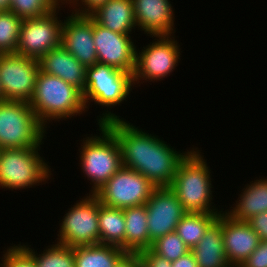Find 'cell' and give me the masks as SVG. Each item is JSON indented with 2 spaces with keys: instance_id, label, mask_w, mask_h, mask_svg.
Masks as SVG:
<instances>
[{
  "instance_id": "cell-17",
  "label": "cell",
  "mask_w": 267,
  "mask_h": 267,
  "mask_svg": "<svg viewBox=\"0 0 267 267\" xmlns=\"http://www.w3.org/2000/svg\"><path fill=\"white\" fill-rule=\"evenodd\" d=\"M137 29L147 36L175 34V13L170 0H133Z\"/></svg>"
},
{
  "instance_id": "cell-32",
  "label": "cell",
  "mask_w": 267,
  "mask_h": 267,
  "mask_svg": "<svg viewBox=\"0 0 267 267\" xmlns=\"http://www.w3.org/2000/svg\"><path fill=\"white\" fill-rule=\"evenodd\" d=\"M242 267H267V240H261L259 246L241 264Z\"/></svg>"
},
{
  "instance_id": "cell-4",
  "label": "cell",
  "mask_w": 267,
  "mask_h": 267,
  "mask_svg": "<svg viewBox=\"0 0 267 267\" xmlns=\"http://www.w3.org/2000/svg\"><path fill=\"white\" fill-rule=\"evenodd\" d=\"M134 89L132 73L125 72L113 66L95 63L86 68V82L83 92V100L88 111L91 102L102 107L103 113L97 116V123L105 124L114 120H123L121 116L113 113L111 108L121 106L127 101L130 93ZM128 96V97H127ZM109 108V110H108Z\"/></svg>"
},
{
  "instance_id": "cell-9",
  "label": "cell",
  "mask_w": 267,
  "mask_h": 267,
  "mask_svg": "<svg viewBox=\"0 0 267 267\" xmlns=\"http://www.w3.org/2000/svg\"><path fill=\"white\" fill-rule=\"evenodd\" d=\"M86 195L77 200L60 220L58 240L55 243L69 247L99 243V199L95 194Z\"/></svg>"
},
{
  "instance_id": "cell-26",
  "label": "cell",
  "mask_w": 267,
  "mask_h": 267,
  "mask_svg": "<svg viewBox=\"0 0 267 267\" xmlns=\"http://www.w3.org/2000/svg\"><path fill=\"white\" fill-rule=\"evenodd\" d=\"M21 246L34 258L37 267H75L73 247L54 243L38 254L31 245Z\"/></svg>"
},
{
  "instance_id": "cell-6",
  "label": "cell",
  "mask_w": 267,
  "mask_h": 267,
  "mask_svg": "<svg viewBox=\"0 0 267 267\" xmlns=\"http://www.w3.org/2000/svg\"><path fill=\"white\" fill-rule=\"evenodd\" d=\"M40 150L41 147L0 149V188L13 191L47 183L53 174Z\"/></svg>"
},
{
  "instance_id": "cell-25",
  "label": "cell",
  "mask_w": 267,
  "mask_h": 267,
  "mask_svg": "<svg viewBox=\"0 0 267 267\" xmlns=\"http://www.w3.org/2000/svg\"><path fill=\"white\" fill-rule=\"evenodd\" d=\"M221 213L186 212L176 227V233L192 249L204 236L207 229L217 220Z\"/></svg>"
},
{
  "instance_id": "cell-28",
  "label": "cell",
  "mask_w": 267,
  "mask_h": 267,
  "mask_svg": "<svg viewBox=\"0 0 267 267\" xmlns=\"http://www.w3.org/2000/svg\"><path fill=\"white\" fill-rule=\"evenodd\" d=\"M62 0H11L9 11L21 19L42 17L53 11Z\"/></svg>"
},
{
  "instance_id": "cell-8",
  "label": "cell",
  "mask_w": 267,
  "mask_h": 267,
  "mask_svg": "<svg viewBox=\"0 0 267 267\" xmlns=\"http://www.w3.org/2000/svg\"><path fill=\"white\" fill-rule=\"evenodd\" d=\"M150 37H155V41L144 46L142 50L136 48L135 70L132 74L134 86L143 83V80L152 83L155 80L162 81L168 74L170 76L181 60V46L177 39L175 40V35Z\"/></svg>"
},
{
  "instance_id": "cell-2",
  "label": "cell",
  "mask_w": 267,
  "mask_h": 267,
  "mask_svg": "<svg viewBox=\"0 0 267 267\" xmlns=\"http://www.w3.org/2000/svg\"><path fill=\"white\" fill-rule=\"evenodd\" d=\"M189 150L169 187L175 192L185 212L222 213L223 210H218L212 202V174L207 160L198 147Z\"/></svg>"
},
{
  "instance_id": "cell-15",
  "label": "cell",
  "mask_w": 267,
  "mask_h": 267,
  "mask_svg": "<svg viewBox=\"0 0 267 267\" xmlns=\"http://www.w3.org/2000/svg\"><path fill=\"white\" fill-rule=\"evenodd\" d=\"M70 13L62 26L61 45L84 67H91L98 62L93 38V18L90 15Z\"/></svg>"
},
{
  "instance_id": "cell-35",
  "label": "cell",
  "mask_w": 267,
  "mask_h": 267,
  "mask_svg": "<svg viewBox=\"0 0 267 267\" xmlns=\"http://www.w3.org/2000/svg\"><path fill=\"white\" fill-rule=\"evenodd\" d=\"M115 267H143L142 258L139 253H126Z\"/></svg>"
},
{
  "instance_id": "cell-20",
  "label": "cell",
  "mask_w": 267,
  "mask_h": 267,
  "mask_svg": "<svg viewBox=\"0 0 267 267\" xmlns=\"http://www.w3.org/2000/svg\"><path fill=\"white\" fill-rule=\"evenodd\" d=\"M198 267H230L224 250L222 213L191 249Z\"/></svg>"
},
{
  "instance_id": "cell-18",
  "label": "cell",
  "mask_w": 267,
  "mask_h": 267,
  "mask_svg": "<svg viewBox=\"0 0 267 267\" xmlns=\"http://www.w3.org/2000/svg\"><path fill=\"white\" fill-rule=\"evenodd\" d=\"M40 71L56 76L78 88L82 93L85 89L86 67H84L62 45L51 49L39 60Z\"/></svg>"
},
{
  "instance_id": "cell-13",
  "label": "cell",
  "mask_w": 267,
  "mask_h": 267,
  "mask_svg": "<svg viewBox=\"0 0 267 267\" xmlns=\"http://www.w3.org/2000/svg\"><path fill=\"white\" fill-rule=\"evenodd\" d=\"M145 206L151 245L160 237L175 232L178 222L186 213L169 186L156 187Z\"/></svg>"
},
{
  "instance_id": "cell-33",
  "label": "cell",
  "mask_w": 267,
  "mask_h": 267,
  "mask_svg": "<svg viewBox=\"0 0 267 267\" xmlns=\"http://www.w3.org/2000/svg\"><path fill=\"white\" fill-rule=\"evenodd\" d=\"M143 267H172V263L166 258L160 257L154 253L151 249H146L139 253Z\"/></svg>"
},
{
  "instance_id": "cell-7",
  "label": "cell",
  "mask_w": 267,
  "mask_h": 267,
  "mask_svg": "<svg viewBox=\"0 0 267 267\" xmlns=\"http://www.w3.org/2000/svg\"><path fill=\"white\" fill-rule=\"evenodd\" d=\"M46 130L28 102L0 101V149L41 147Z\"/></svg>"
},
{
  "instance_id": "cell-10",
  "label": "cell",
  "mask_w": 267,
  "mask_h": 267,
  "mask_svg": "<svg viewBox=\"0 0 267 267\" xmlns=\"http://www.w3.org/2000/svg\"><path fill=\"white\" fill-rule=\"evenodd\" d=\"M155 188L141 173L122 166L95 195L105 206L125 209L146 204Z\"/></svg>"
},
{
  "instance_id": "cell-30",
  "label": "cell",
  "mask_w": 267,
  "mask_h": 267,
  "mask_svg": "<svg viewBox=\"0 0 267 267\" xmlns=\"http://www.w3.org/2000/svg\"><path fill=\"white\" fill-rule=\"evenodd\" d=\"M2 255L0 267H37L34 258L21 246V242L9 246Z\"/></svg>"
},
{
  "instance_id": "cell-5",
  "label": "cell",
  "mask_w": 267,
  "mask_h": 267,
  "mask_svg": "<svg viewBox=\"0 0 267 267\" xmlns=\"http://www.w3.org/2000/svg\"><path fill=\"white\" fill-rule=\"evenodd\" d=\"M98 126L99 135L86 136L79 148L81 170L92 185L89 194L99 191L123 166L121 149L115 135L104 124Z\"/></svg>"
},
{
  "instance_id": "cell-21",
  "label": "cell",
  "mask_w": 267,
  "mask_h": 267,
  "mask_svg": "<svg viewBox=\"0 0 267 267\" xmlns=\"http://www.w3.org/2000/svg\"><path fill=\"white\" fill-rule=\"evenodd\" d=\"M234 207L225 210L233 219L248 221L252 216L267 211V177L244 185Z\"/></svg>"
},
{
  "instance_id": "cell-3",
  "label": "cell",
  "mask_w": 267,
  "mask_h": 267,
  "mask_svg": "<svg viewBox=\"0 0 267 267\" xmlns=\"http://www.w3.org/2000/svg\"><path fill=\"white\" fill-rule=\"evenodd\" d=\"M29 105L46 128H50L48 124L53 123V120L63 121L87 111L83 93L78 88L41 71L38 73Z\"/></svg>"
},
{
  "instance_id": "cell-34",
  "label": "cell",
  "mask_w": 267,
  "mask_h": 267,
  "mask_svg": "<svg viewBox=\"0 0 267 267\" xmlns=\"http://www.w3.org/2000/svg\"><path fill=\"white\" fill-rule=\"evenodd\" d=\"M247 222L259 235L260 240H267V211L252 216Z\"/></svg>"
},
{
  "instance_id": "cell-24",
  "label": "cell",
  "mask_w": 267,
  "mask_h": 267,
  "mask_svg": "<svg viewBox=\"0 0 267 267\" xmlns=\"http://www.w3.org/2000/svg\"><path fill=\"white\" fill-rule=\"evenodd\" d=\"M99 243L123 249L125 240L124 210L105 206L99 201Z\"/></svg>"
},
{
  "instance_id": "cell-19",
  "label": "cell",
  "mask_w": 267,
  "mask_h": 267,
  "mask_svg": "<svg viewBox=\"0 0 267 267\" xmlns=\"http://www.w3.org/2000/svg\"><path fill=\"white\" fill-rule=\"evenodd\" d=\"M90 16L99 25L120 34H132L137 28L133 0H107Z\"/></svg>"
},
{
  "instance_id": "cell-38",
  "label": "cell",
  "mask_w": 267,
  "mask_h": 267,
  "mask_svg": "<svg viewBox=\"0 0 267 267\" xmlns=\"http://www.w3.org/2000/svg\"><path fill=\"white\" fill-rule=\"evenodd\" d=\"M0 101H2V93H1V88H0Z\"/></svg>"
},
{
  "instance_id": "cell-22",
  "label": "cell",
  "mask_w": 267,
  "mask_h": 267,
  "mask_svg": "<svg viewBox=\"0 0 267 267\" xmlns=\"http://www.w3.org/2000/svg\"><path fill=\"white\" fill-rule=\"evenodd\" d=\"M125 240L123 250L126 253H140L151 248L147 226L145 204L125 208Z\"/></svg>"
},
{
  "instance_id": "cell-27",
  "label": "cell",
  "mask_w": 267,
  "mask_h": 267,
  "mask_svg": "<svg viewBox=\"0 0 267 267\" xmlns=\"http://www.w3.org/2000/svg\"><path fill=\"white\" fill-rule=\"evenodd\" d=\"M22 21L12 11H0V54L16 53Z\"/></svg>"
},
{
  "instance_id": "cell-1",
  "label": "cell",
  "mask_w": 267,
  "mask_h": 267,
  "mask_svg": "<svg viewBox=\"0 0 267 267\" xmlns=\"http://www.w3.org/2000/svg\"><path fill=\"white\" fill-rule=\"evenodd\" d=\"M104 125L119 142L122 165L141 173L156 187L171 185L180 162L190 152L176 151L156 134L138 129L125 119Z\"/></svg>"
},
{
  "instance_id": "cell-37",
  "label": "cell",
  "mask_w": 267,
  "mask_h": 267,
  "mask_svg": "<svg viewBox=\"0 0 267 267\" xmlns=\"http://www.w3.org/2000/svg\"><path fill=\"white\" fill-rule=\"evenodd\" d=\"M11 0H0V11H8Z\"/></svg>"
},
{
  "instance_id": "cell-31",
  "label": "cell",
  "mask_w": 267,
  "mask_h": 267,
  "mask_svg": "<svg viewBox=\"0 0 267 267\" xmlns=\"http://www.w3.org/2000/svg\"><path fill=\"white\" fill-rule=\"evenodd\" d=\"M107 0H62L63 5L69 4L72 13L90 15ZM79 7V8H77Z\"/></svg>"
},
{
  "instance_id": "cell-12",
  "label": "cell",
  "mask_w": 267,
  "mask_h": 267,
  "mask_svg": "<svg viewBox=\"0 0 267 267\" xmlns=\"http://www.w3.org/2000/svg\"><path fill=\"white\" fill-rule=\"evenodd\" d=\"M39 71V62L36 59L17 53L0 54L2 101L29 103L34 94Z\"/></svg>"
},
{
  "instance_id": "cell-36",
  "label": "cell",
  "mask_w": 267,
  "mask_h": 267,
  "mask_svg": "<svg viewBox=\"0 0 267 267\" xmlns=\"http://www.w3.org/2000/svg\"><path fill=\"white\" fill-rule=\"evenodd\" d=\"M171 263L172 267H198L195 257L191 251Z\"/></svg>"
},
{
  "instance_id": "cell-16",
  "label": "cell",
  "mask_w": 267,
  "mask_h": 267,
  "mask_svg": "<svg viewBox=\"0 0 267 267\" xmlns=\"http://www.w3.org/2000/svg\"><path fill=\"white\" fill-rule=\"evenodd\" d=\"M222 233L230 266H241L261 241L247 221L233 219L225 211L222 212Z\"/></svg>"
},
{
  "instance_id": "cell-29",
  "label": "cell",
  "mask_w": 267,
  "mask_h": 267,
  "mask_svg": "<svg viewBox=\"0 0 267 267\" xmlns=\"http://www.w3.org/2000/svg\"><path fill=\"white\" fill-rule=\"evenodd\" d=\"M150 249L170 262L177 260L191 251L176 231L168 233L154 241Z\"/></svg>"
},
{
  "instance_id": "cell-23",
  "label": "cell",
  "mask_w": 267,
  "mask_h": 267,
  "mask_svg": "<svg viewBox=\"0 0 267 267\" xmlns=\"http://www.w3.org/2000/svg\"><path fill=\"white\" fill-rule=\"evenodd\" d=\"M75 267H115L126 254L113 245L93 244L73 247Z\"/></svg>"
},
{
  "instance_id": "cell-11",
  "label": "cell",
  "mask_w": 267,
  "mask_h": 267,
  "mask_svg": "<svg viewBox=\"0 0 267 267\" xmlns=\"http://www.w3.org/2000/svg\"><path fill=\"white\" fill-rule=\"evenodd\" d=\"M57 8L42 17L23 19L16 53L39 60L51 49L61 46L62 26Z\"/></svg>"
},
{
  "instance_id": "cell-14",
  "label": "cell",
  "mask_w": 267,
  "mask_h": 267,
  "mask_svg": "<svg viewBox=\"0 0 267 267\" xmlns=\"http://www.w3.org/2000/svg\"><path fill=\"white\" fill-rule=\"evenodd\" d=\"M93 38L98 63L133 74L137 46L130 34L113 32L93 19Z\"/></svg>"
}]
</instances>
